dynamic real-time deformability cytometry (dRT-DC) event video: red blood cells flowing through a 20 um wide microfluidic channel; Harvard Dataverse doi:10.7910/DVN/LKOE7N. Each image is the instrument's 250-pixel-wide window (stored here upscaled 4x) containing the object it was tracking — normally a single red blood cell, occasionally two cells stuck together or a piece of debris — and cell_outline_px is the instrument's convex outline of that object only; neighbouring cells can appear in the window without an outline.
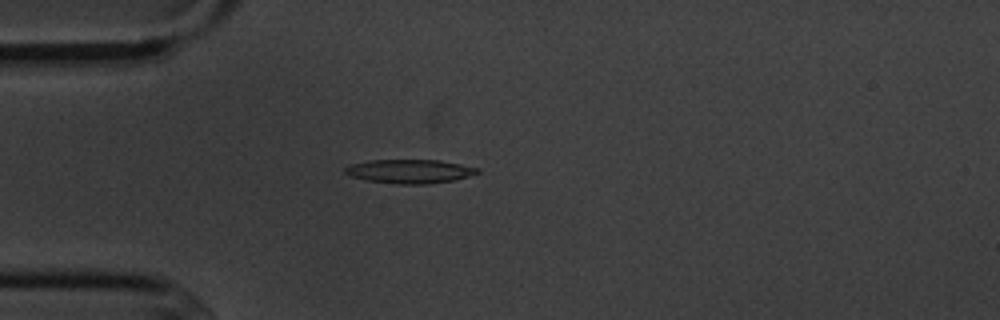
{"species": "common noctule bat (a hibernating species)", "species_latin": "Nyctalus noctula", "temperature_condition": "cold", "stored_images_in_passage": 5, "camera_frame_rate_fps": 3000, "um_per_image_px": 0.085, "animal": {"sex": "male", "body_mass_g": 20.1, "forearm_length_mm": 53.5}, "frame": {"image": 1, "passage_image": 4, "time_ms": 4.667, "image_size_px": [1000, 320], "cell_outline_px": [[480, 172], [468, 176], [452, 180], [428, 184], [396, 184], [368, 180], [348, 176], [344, 172], [344, 168], [348, 164], [368, 160], [436, 160], [460, 164], [480, 168]], "centroid_in_image_um": [34.77, 14.56], "position_along_channel_um": 50.2, "area_um2": 18.44}}